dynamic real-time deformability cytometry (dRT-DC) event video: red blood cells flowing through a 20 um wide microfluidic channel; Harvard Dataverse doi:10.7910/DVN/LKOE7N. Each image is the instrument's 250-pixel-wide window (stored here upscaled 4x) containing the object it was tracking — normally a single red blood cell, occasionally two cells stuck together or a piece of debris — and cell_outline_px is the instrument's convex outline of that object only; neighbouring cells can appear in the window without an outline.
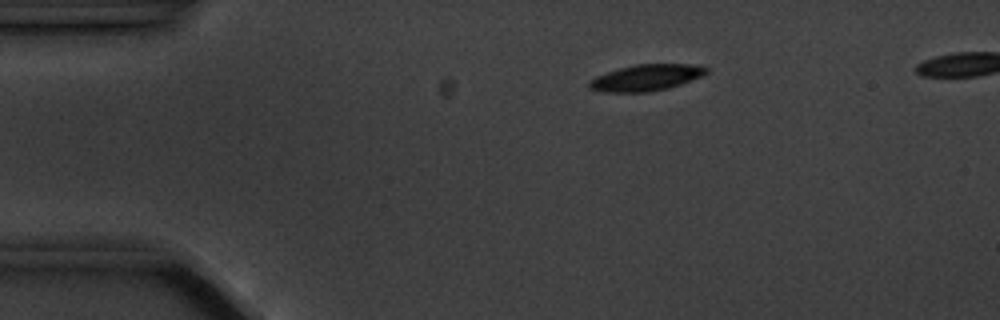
{"species": "common noctule bat (a hibernating species)", "species_latin": "Nyctalus noctula", "temperature_condition": "cold", "stored_images_in_passage": 7, "camera_frame_rate_fps": 3000, "um_per_image_px": 0.085, "animal": {"sex": "male", "body_mass_g": 20.1, "forearm_length_mm": 53.5}, "frame": {"image": 1, "passage_image": 4, "time_ms": 3.333, "image_size_px": [1000, 320], "cell_outline_px": [[708, 72], [704, 76], [668, 88], [648, 92], [600, 92], [588, 88], [588, 80], [596, 76], [620, 68], [636, 64], [688, 64], [708, 68]], "centroid_in_image_um": [54.9, 6.61], "position_along_channel_um": 30.1, "area_um2": 17.98}}